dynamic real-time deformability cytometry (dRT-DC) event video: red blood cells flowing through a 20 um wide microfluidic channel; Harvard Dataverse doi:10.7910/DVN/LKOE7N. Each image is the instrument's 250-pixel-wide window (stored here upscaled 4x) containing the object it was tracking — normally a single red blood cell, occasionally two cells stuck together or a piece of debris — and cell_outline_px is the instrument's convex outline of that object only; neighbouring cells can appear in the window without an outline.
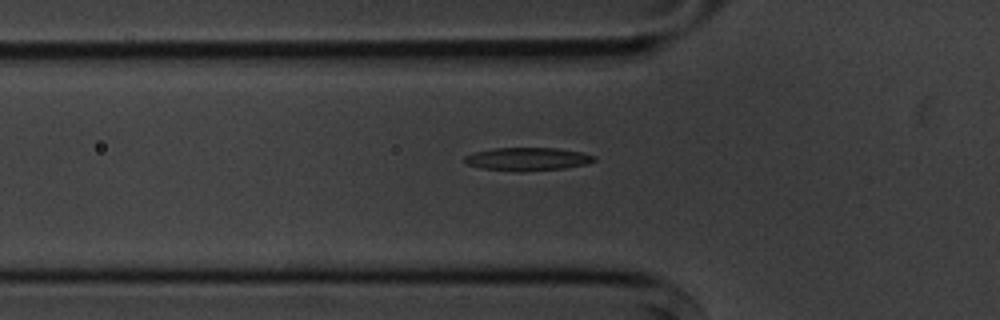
{"species": "common noctule bat (a hibernating species)", "species_latin": "Nyctalus noctula", "temperature_condition": "cold", "stored_images_in_passage": 8, "camera_frame_rate_fps": 3000, "um_per_image_px": 0.085, "animal": {"sex": "male", "body_mass_g": 20.1, "forearm_length_mm": 53.5}, "frame": {"image": 1, "passage_image": 7, "time_ms": 7.667, "image_size_px": [1000, 320], "cell_outline_px": [[596, 160], [588, 164], [564, 168], [520, 172], [516, 172], [480, 168], [468, 164], [464, 160], [464, 156], [476, 152], [492, 148], [556, 148], [580, 152], [596, 156]], "centroid_in_image_um": [44.84, 13.53], "position_along_channel_um": 81.0, "area_um2": 17.51}}
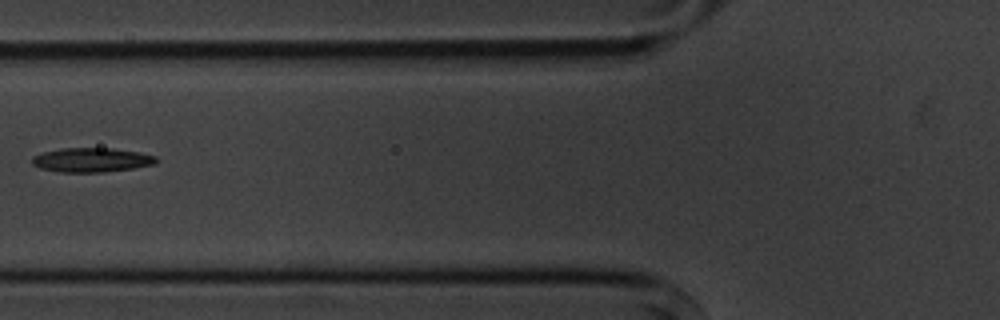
{"frame": {"image": 2, "passage_image": 8, "time_ms": 8.667, "image_size_px": [1000, 320], "cell_outline_px": [[156, 164], [132, 168], [100, 172], [60, 172], [40, 168], [32, 164], [32, 156], [44, 152], [60, 148], [112, 148], [140, 152], [156, 156]], "centroid_in_image_um": [7.77, 13.59], "position_along_channel_um": 118.0, "area_um2": 17.51}}